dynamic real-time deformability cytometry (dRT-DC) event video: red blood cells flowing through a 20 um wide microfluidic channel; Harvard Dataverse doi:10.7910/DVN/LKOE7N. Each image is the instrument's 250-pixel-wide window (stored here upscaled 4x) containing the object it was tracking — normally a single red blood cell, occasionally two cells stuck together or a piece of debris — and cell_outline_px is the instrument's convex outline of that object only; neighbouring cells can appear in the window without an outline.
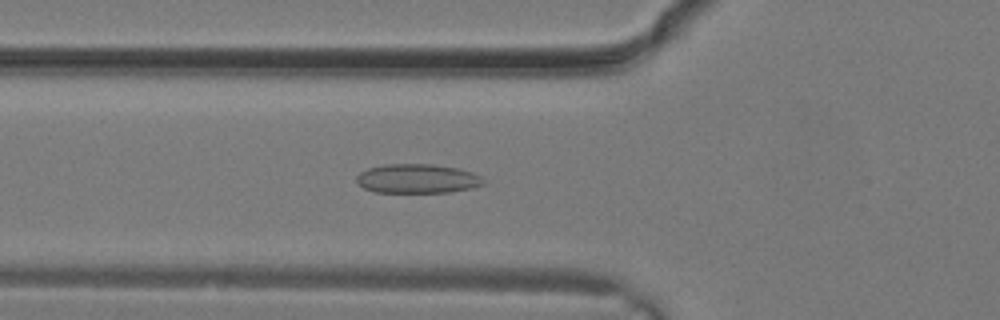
{"species": "common noctule bat (a hibernating species)", "species_latin": "Nyctalus noctula", "temperature_condition": "warm", "stored_images_in_passage": 13, "camera_frame_rate_fps": 3000, "um_per_image_px": 0.085, "animal": {"sex": "male", "body_mass_g": 19.2, "forearm_length_mm": 51.8}, "frame": {"image": 1, "passage_image": 11, "time_ms": 3.333, "image_size_px": [1000, 320], "cell_outline_px": [[484, 184], [472, 188], [448, 192], [376, 192], [364, 188], [356, 180], [356, 176], [360, 172], [368, 168], [384, 164], [432, 164], [456, 168], [472, 172], [480, 176], [484, 180]], "centroid_in_image_um": [35.47, 15.18], "position_along_channel_um": 90.3, "area_um2": 21.5}}
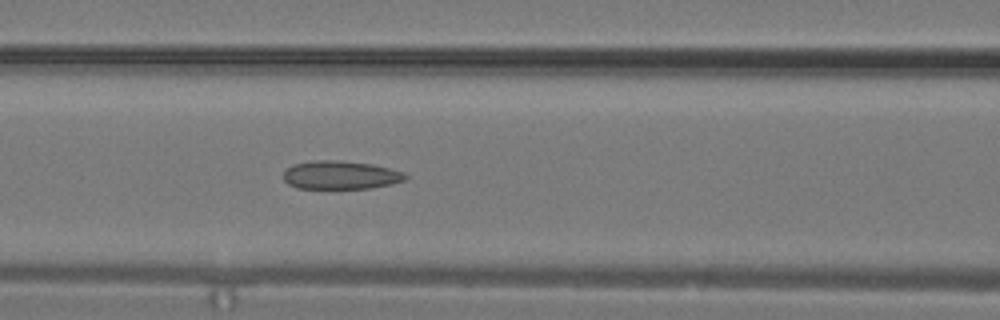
{"frame": {"image": 2, "passage_image": 13, "time_ms": 4.0, "image_size_px": [1000, 320], "cell_outline_px": [[408, 176], [404, 180], [392, 184], [372, 188], [296, 188], [288, 184], [284, 180], [284, 172], [292, 164], [312, 160], [336, 160], [372, 164], [404, 172]], "centroid_in_image_um": [28.94, 14.87], "position_along_channel_um": 137.7, "area_um2": 20.17}}